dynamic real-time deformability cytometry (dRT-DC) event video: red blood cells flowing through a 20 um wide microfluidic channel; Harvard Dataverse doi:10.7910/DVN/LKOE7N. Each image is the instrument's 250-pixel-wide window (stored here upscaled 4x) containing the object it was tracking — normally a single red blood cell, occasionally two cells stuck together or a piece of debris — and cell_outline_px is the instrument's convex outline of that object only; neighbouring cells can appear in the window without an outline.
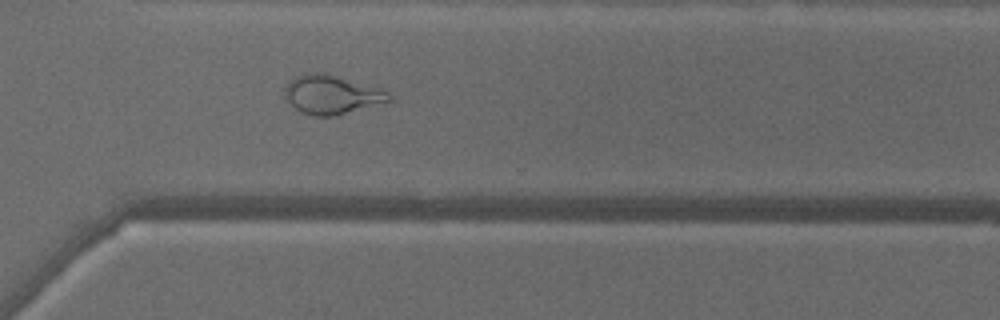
{"species": "common noctule bat (a hibernating species)", "species_latin": "Nyctalus noctula", "temperature_condition": "warm", "stored_images_in_passage": 47, "camera_frame_rate_fps": 3000, "um_per_image_px": 0.085, "animal": {"sex": "male", "body_mass_g": 18.8}, "frame": {"image": 1, "passage_image": 34, "time_ms": 11.0, "image_size_px": [1000, 320], "cell_outline_px": [[392, 100], [336, 116], [316, 116], [300, 112], [288, 100], [284, 92], [284, 88], [296, 76], [304, 72], [324, 72], [380, 88], [388, 92], [392, 96]], "centroid_in_image_um": [28.2, 8.03], "position_along_channel_um": 342.4, "area_um2": 23.52}, "authors_computed_cell_mechanics": {"area_um2": 26.1834, "velocity_mm_per_s": 4.1493, "shape_relaxation_time_tau1_ms": null, "shape_relaxation_time_tau2_ms": 0.9326, "deformation_change_tau1": null, "deformation_change_tau2": 0.0731}}